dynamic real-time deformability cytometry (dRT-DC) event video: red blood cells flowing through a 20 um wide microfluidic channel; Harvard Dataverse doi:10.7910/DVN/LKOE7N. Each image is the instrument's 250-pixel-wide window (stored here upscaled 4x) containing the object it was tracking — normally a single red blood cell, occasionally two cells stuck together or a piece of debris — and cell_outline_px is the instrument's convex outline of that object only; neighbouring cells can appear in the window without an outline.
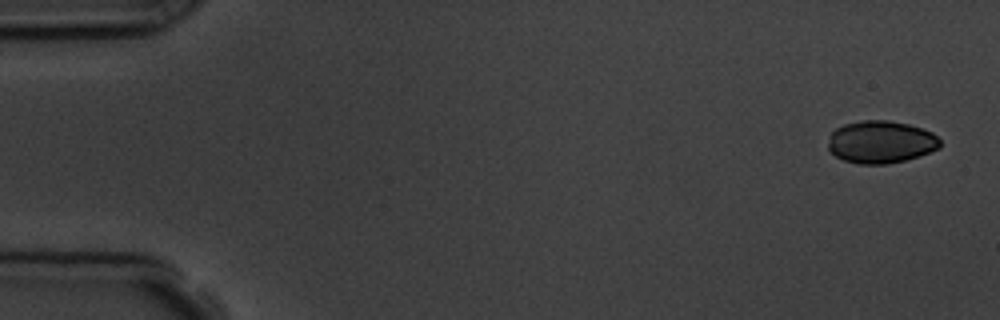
{"species": "common noctule bat (a hibernating species)", "species_latin": "Nyctalus noctula", "temperature_condition": "room temperature", "stored_images_in_passage": 5, "camera_frame_rate_fps": 3000, "um_per_image_px": 0.085, "animal": {"sex": "male", "body_mass_g": 19.5, "forearm_length_mm": 54.6}, "frame": {"image": 1, "passage_image": 1, "time_ms": 0.0, "image_size_px": [1000, 320], "cell_outline_px": [[940, 148], [904, 160], [884, 164], [856, 164], [844, 160], [836, 156], [828, 148], [828, 144], [832, 132], [836, 128], [844, 124], [860, 120], [888, 120], [908, 124], [932, 132], [940, 140]], "centroid_in_image_um": [74.85, 12.06], "position_along_channel_um": 10.2, "area_um2": 27.51}}
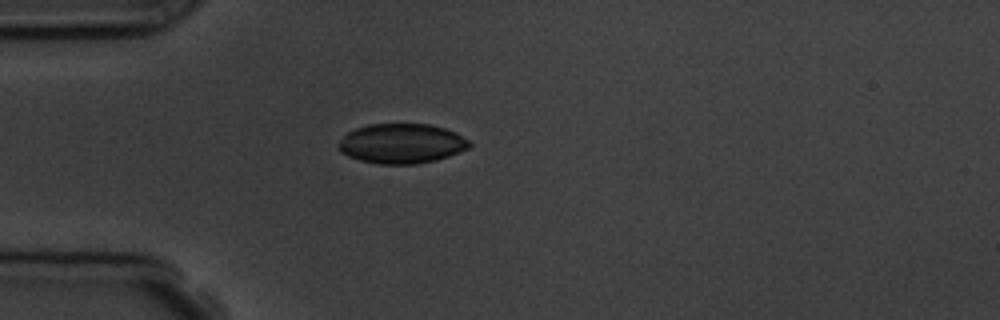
{"frame": {"image": 2, "passage_image": 5, "time_ms": 4.333, "image_size_px": [1000, 320], "cell_outline_px": [[472, 144], [468, 148], [448, 156], [436, 160], [416, 164], [380, 164], [360, 160], [348, 156], [340, 152], [336, 148], [340, 140], [348, 132], [356, 128], [368, 124], [428, 124], [444, 128], [456, 132], [468, 140]], "centroid_in_image_um": [34.11, 12.2], "position_along_channel_um": 50.9, "area_um2": 30.35}}